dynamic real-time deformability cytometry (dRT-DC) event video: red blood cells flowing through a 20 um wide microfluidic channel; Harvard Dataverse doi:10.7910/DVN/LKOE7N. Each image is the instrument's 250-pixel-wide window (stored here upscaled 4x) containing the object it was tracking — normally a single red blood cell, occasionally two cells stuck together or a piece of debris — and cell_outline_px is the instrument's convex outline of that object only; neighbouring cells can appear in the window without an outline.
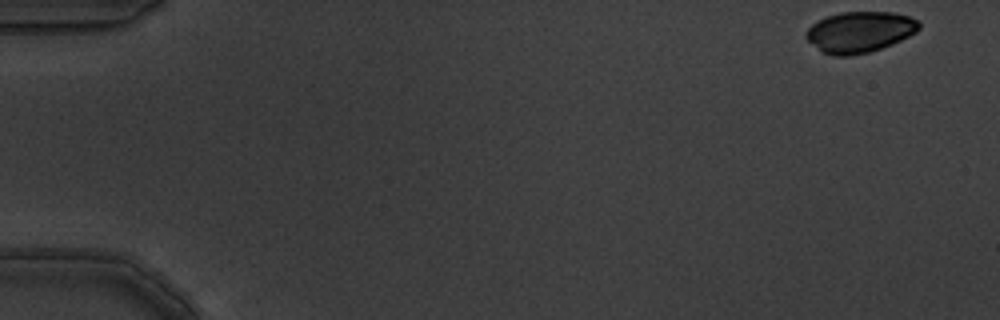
{"species": "common noctule bat (a hibernating species)", "species_latin": "Nyctalus noctula", "temperature_condition": "warm", "stored_images_in_passage": 6, "camera_frame_rate_fps": 3000, "um_per_image_px": 0.085, "animal": {"sex": "male", "body_mass_g": 19.5, "forearm_length_mm": 54.6}, "frame": {"image": 1, "passage_image": 1, "time_ms": 0.0, "image_size_px": [1000, 320], "cell_outline_px": [[920, 28], [916, 32], [892, 44], [868, 52], [848, 56], [832, 56], [820, 52], [804, 36], [804, 32], [812, 24], [828, 16], [840, 12], [892, 12], [908, 16], [916, 20], [920, 24]], "centroid_in_image_um": [73.04, 2.72], "position_along_channel_um": 12.0, "area_um2": 26.88}}
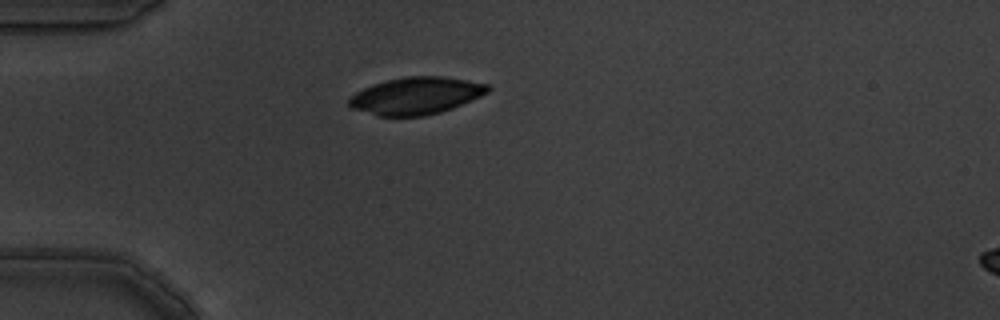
{"frame": {"image": 2, "passage_image": 5, "time_ms": 1.333, "image_size_px": [1000, 320], "cell_outline_px": [[492, 88], [488, 92], [480, 96], [452, 108], [440, 112], [424, 116], [376, 116], [352, 108], [348, 104], [348, 100], [356, 92], [372, 84], [384, 80], [404, 76], [444, 76], [488, 84]], "centroid_in_image_um": [35.35, 8.13], "position_along_channel_um": 49.7, "area_um2": 30.11}}